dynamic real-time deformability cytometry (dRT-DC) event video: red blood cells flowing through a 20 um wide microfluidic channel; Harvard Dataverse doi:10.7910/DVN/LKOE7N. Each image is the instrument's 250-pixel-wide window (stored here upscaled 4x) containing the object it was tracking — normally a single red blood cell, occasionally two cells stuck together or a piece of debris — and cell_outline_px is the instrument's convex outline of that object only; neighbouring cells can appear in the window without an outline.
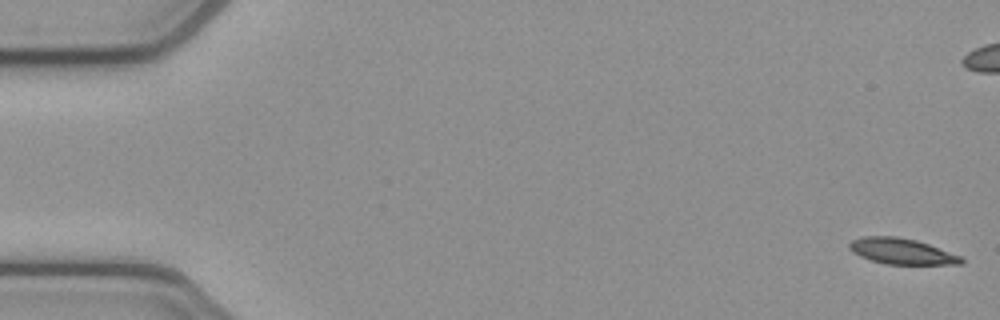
{"species": "common noctule bat (a hibernating species)", "species_latin": "Nyctalus noctula", "temperature_condition": "cold", "stored_images_in_passage": 54, "camera_frame_rate_fps": 3000, "um_per_image_px": 0.085, "animal": {"sex": "female", "body_mass_g": 21.9}, "frame": {"image": 1, "passage_image": 1, "time_ms": 0.0, "image_size_px": [1000, 320], "cell_outline_px": [[964, 264], [888, 264], [872, 260], [860, 256], [852, 252], [848, 248], [848, 244], [852, 240], [864, 236], [896, 236], [916, 240], [928, 244], [960, 256], [964, 260]], "centroid_in_image_um": [76.61, 21.35], "position_along_channel_um": 8.4, "area_um2": 16.7}}
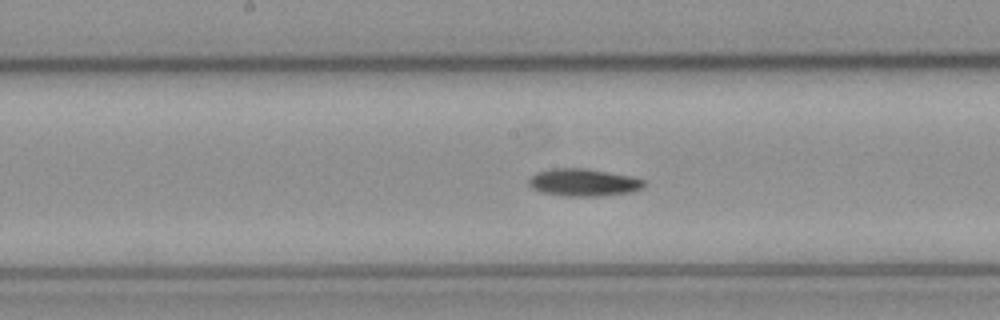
{"frame": {"image": 2, "passage_image": 27, "time_ms": 8.667, "image_size_px": [1000, 320], "cell_outline_px": [[644, 188], [632, 192], [600, 196], [564, 196], [544, 192], [532, 188], [528, 184], [528, 180], [536, 172], [552, 168], [584, 168], [632, 176], [644, 180]], "centroid_in_image_um": [49.61, 15.5], "position_along_channel_um": 198.6, "area_um2": 18.44}}
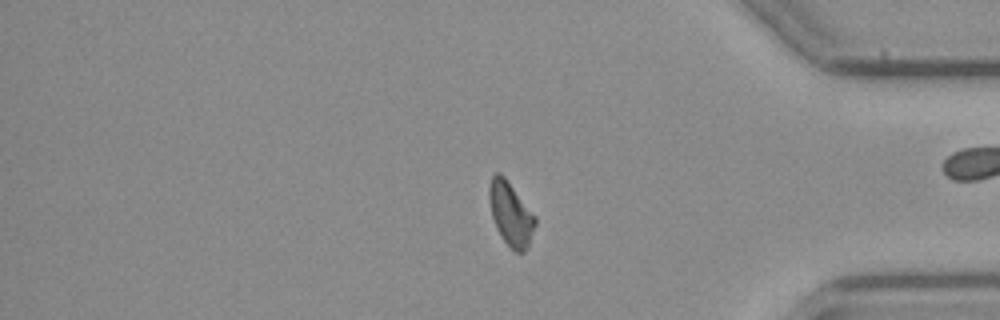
{"frame": {"image": 3, "passage_image": 44, "time_ms": 14.333, "image_size_px": [1000, 320], "cell_outline_px": [[536, 224], [528, 248], [524, 252], [512, 252], [496, 228], [492, 216], [488, 196], [488, 188], [492, 176], [496, 172], [500, 172], [504, 176], [536, 216]], "centroid_in_image_um": [43.42, 18.2], "position_along_channel_um": 391.8, "area_um2": 17.22}, "authors_computed_cell_mechanics": {"area_um2": 17.5134, "velocity_mm_per_s": 3.8419, "shape_relaxation_time_tau1_ms": 11.2943, "shape_relaxation_time_tau2_ms": null, "deformation_change_tau1": 0.2298, "deformation_change_tau2": null}}